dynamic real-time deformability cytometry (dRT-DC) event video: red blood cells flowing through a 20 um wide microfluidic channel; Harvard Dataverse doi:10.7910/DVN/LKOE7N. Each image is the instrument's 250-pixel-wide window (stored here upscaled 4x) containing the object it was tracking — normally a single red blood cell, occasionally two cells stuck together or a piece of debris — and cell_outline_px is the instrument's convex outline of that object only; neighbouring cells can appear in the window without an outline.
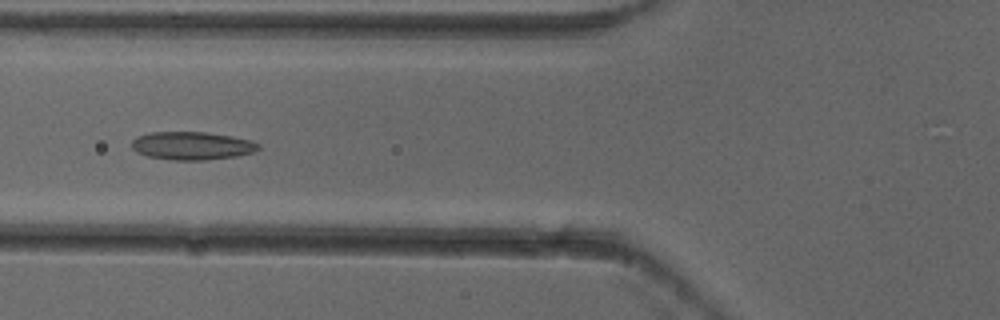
{"species": "common noctule bat (a hibernating species)", "species_latin": "Nyctalus noctula", "temperature_condition": "cold", "stored_images_in_passage": 6, "camera_frame_rate_fps": 3000, "um_per_image_px": 0.085, "animal": {"sex": "female"}, "frame": {"image": 1, "passage_image": 6, "time_ms": 1.667, "image_size_px": [1000, 320], "cell_outline_px": [[260, 148], [252, 152], [236, 156], [204, 160], [172, 160], [148, 156], [136, 152], [132, 148], [132, 140], [136, 136], [148, 132], [204, 132], [232, 136], [252, 140], [260, 144]], "centroid_in_image_um": [16.3, 12.38], "position_along_channel_um": 109.5, "area_um2": 20.81}}